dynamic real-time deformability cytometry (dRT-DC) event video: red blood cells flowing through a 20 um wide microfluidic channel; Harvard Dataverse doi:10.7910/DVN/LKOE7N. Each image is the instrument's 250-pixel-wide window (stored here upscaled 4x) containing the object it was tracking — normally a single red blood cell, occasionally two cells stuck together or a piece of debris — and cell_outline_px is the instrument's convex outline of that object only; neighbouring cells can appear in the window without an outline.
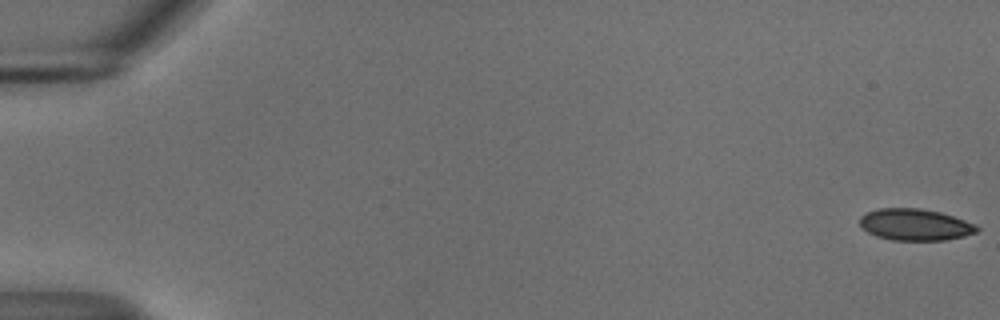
{"species": "common noctule bat (a hibernating species)", "species_latin": "Nyctalus noctula", "temperature_condition": "cold", "stored_images_in_passage": 56, "camera_frame_rate_fps": 3000, "um_per_image_px": 0.085, "animal": {"sex": "male", "body_mass_g": 18.8}, "frame": {"image": 1, "passage_image": 1, "time_ms": 0.0, "image_size_px": [1000, 320], "cell_outline_px": [[980, 228], [976, 232], [964, 236], [944, 240], [892, 240], [876, 236], [868, 232], [860, 224], [860, 216], [868, 212], [880, 208], [920, 208], [940, 212], [976, 224]], "centroid_in_image_um": [77.79, 19.09], "position_along_channel_um": 7.2, "area_um2": 21.44}}
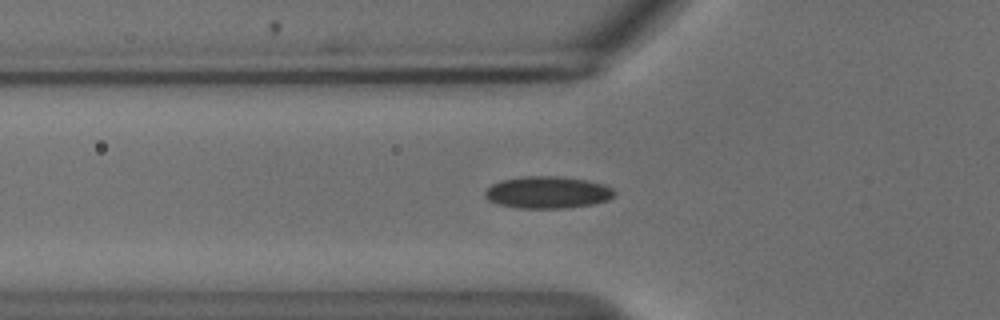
{"frame": {"image": 2, "passage_image": 20, "time_ms": 6.333, "image_size_px": [1000, 320], "cell_outline_px": [[616, 192], [608, 200], [592, 204], [564, 208], [516, 208], [500, 204], [488, 200], [484, 196], [484, 192], [492, 184], [500, 180], [524, 176], [556, 176], [584, 180], [604, 184], [612, 188]], "centroid_in_image_um": [46.52, 16.35], "position_along_channel_um": 79.3, "area_um2": 24.04}}
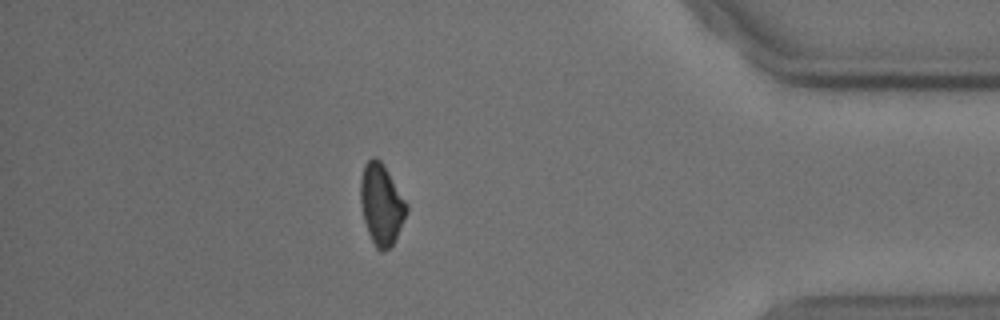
{"frame": {"image": 3, "passage_image": 49, "time_ms": 16.0, "image_size_px": [1000, 320], "cell_outline_px": [[408, 212], [392, 244], [384, 252], [380, 252], [376, 248], [368, 232], [364, 220], [360, 204], [360, 180], [364, 164], [372, 156], [376, 156], [380, 160], [388, 172], [408, 204]], "centroid_in_image_um": [32.4, 17.35], "position_along_channel_um": 402.8, "area_um2": 21.68}, "authors_computed_cell_mechanics": {"area_um2": 22.5998, "velocity_mm_per_s": 3.698, "shape_relaxation_time_tau1_ms": 4.9078, "shape_relaxation_time_tau2_ms": null, "deformation_change_tau1": 0.0832, "deformation_change_tau2": null}}